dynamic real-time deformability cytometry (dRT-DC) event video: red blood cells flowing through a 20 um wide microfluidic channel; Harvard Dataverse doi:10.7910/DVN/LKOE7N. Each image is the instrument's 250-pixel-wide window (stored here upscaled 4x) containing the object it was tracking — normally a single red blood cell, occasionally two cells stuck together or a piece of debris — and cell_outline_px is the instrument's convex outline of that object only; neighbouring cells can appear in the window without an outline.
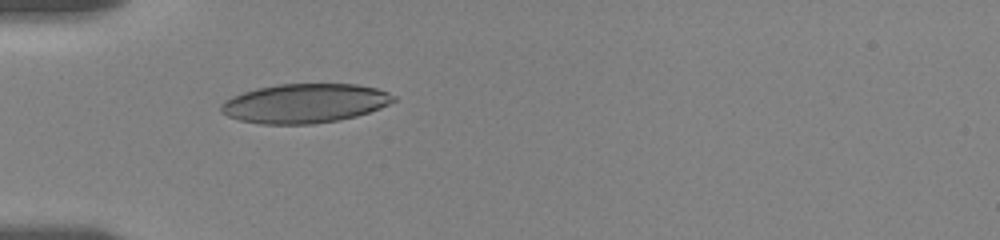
{"species": "human", "species_latin": "Homo sapiens", "temperature_condition": "room temperature", "stored_images_in_passage": 56, "camera_frame_rate_fps": 3000, "um_per_image_px": 0.085, "donor": {"sex": "female"}, "frame": {"image": 1, "passage_image": 1, "time_ms": 0.0, "image_size_px": [1000, 240], "cell_outline_px": [[396, 100], [380, 108], [356, 116], [336, 120], [312, 124], [260, 124], [240, 120], [228, 116], [220, 112], [220, 104], [224, 100], [232, 96], [256, 88], [276, 84], [356, 84], [376, 88], [388, 92], [396, 96]], "centroid_in_image_um": [25.88, 8.78], "position_along_channel_um": 59.1, "area_um2": 39.48}}
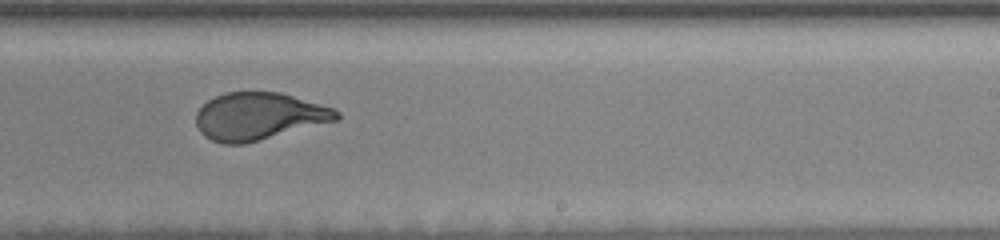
{"frame": {"image": 2, "passage_image": 29, "time_ms": 6.0, "image_size_px": [1000, 240], "cell_outline_px": [[340, 120], [244, 144], [224, 144], [212, 140], [204, 136], [200, 132], [196, 124], [196, 112], [208, 100], [224, 92], [280, 92], [332, 108], [340, 112]], "centroid_in_image_um": [22.0, 9.89], "position_along_channel_um": 267.0, "area_um2": 38.78}}
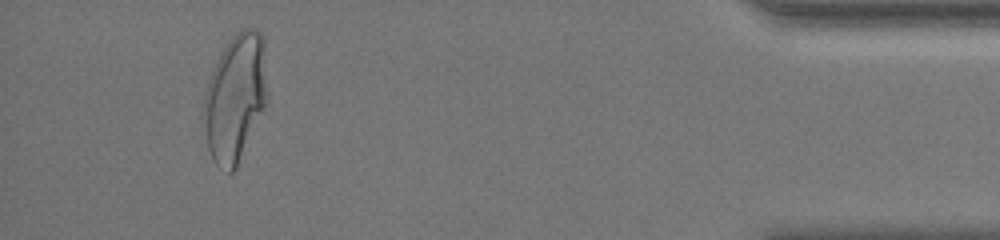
{"frame": {"image": 3, "passage_image": 51, "time_ms": 11.667, "image_size_px": [1000, 240], "cell_outline_px": [[268, 96], [264, 108], [236, 168], [232, 172], [228, 172], [216, 164], [212, 160], [208, 148], [200, 116], [204, 92], [212, 68], [220, 52], [232, 32], [244, 28], [252, 28], [260, 32], [264, 40]], "centroid_in_image_um": [19.96, 8.26], "position_along_channel_um": 415.2, "area_um2": 48.38}, "authors_computed_cell_mechanics": {"area_um2": 39.9398, "velocity_mm_per_s": 3.5838, "shape_relaxation_time_tau1_ms": 4.4058, "shape_relaxation_time_tau2_ms": null, "deformation_change_tau1": 0.1661, "deformation_change_tau2": null}}